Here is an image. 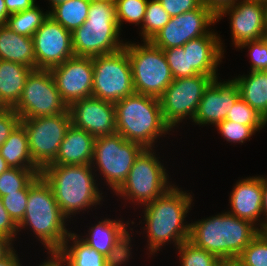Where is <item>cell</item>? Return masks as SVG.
<instances>
[{
    "label": "cell",
    "instance_id": "obj_1",
    "mask_svg": "<svg viewBox=\"0 0 267 266\" xmlns=\"http://www.w3.org/2000/svg\"><path fill=\"white\" fill-rule=\"evenodd\" d=\"M192 200L190 193L173 185L159 198L144 205V223L150 255L159 251L166 242L173 241L177 248L189 240L190 223L186 224L184 221Z\"/></svg>",
    "mask_w": 267,
    "mask_h": 266
},
{
    "label": "cell",
    "instance_id": "obj_2",
    "mask_svg": "<svg viewBox=\"0 0 267 266\" xmlns=\"http://www.w3.org/2000/svg\"><path fill=\"white\" fill-rule=\"evenodd\" d=\"M259 232L251 222L225 212L190 223L189 241L225 261L237 259Z\"/></svg>",
    "mask_w": 267,
    "mask_h": 266
},
{
    "label": "cell",
    "instance_id": "obj_3",
    "mask_svg": "<svg viewBox=\"0 0 267 266\" xmlns=\"http://www.w3.org/2000/svg\"><path fill=\"white\" fill-rule=\"evenodd\" d=\"M66 219L50 184L41 174L37 175L29 183L27 207L18 232L29 226L47 250L59 251L71 233L66 228Z\"/></svg>",
    "mask_w": 267,
    "mask_h": 266
},
{
    "label": "cell",
    "instance_id": "obj_4",
    "mask_svg": "<svg viewBox=\"0 0 267 266\" xmlns=\"http://www.w3.org/2000/svg\"><path fill=\"white\" fill-rule=\"evenodd\" d=\"M92 170L91 165H48L41 171L67 218L102 201L103 193L97 187Z\"/></svg>",
    "mask_w": 267,
    "mask_h": 266
},
{
    "label": "cell",
    "instance_id": "obj_5",
    "mask_svg": "<svg viewBox=\"0 0 267 266\" xmlns=\"http://www.w3.org/2000/svg\"><path fill=\"white\" fill-rule=\"evenodd\" d=\"M115 108L116 133L144 148L154 147L158 137L172 130L164 121L158 98L134 93L116 102Z\"/></svg>",
    "mask_w": 267,
    "mask_h": 266
},
{
    "label": "cell",
    "instance_id": "obj_6",
    "mask_svg": "<svg viewBox=\"0 0 267 266\" xmlns=\"http://www.w3.org/2000/svg\"><path fill=\"white\" fill-rule=\"evenodd\" d=\"M120 33L115 2H91L86 21L72 32L74 55L93 58L119 51L126 44Z\"/></svg>",
    "mask_w": 267,
    "mask_h": 266
},
{
    "label": "cell",
    "instance_id": "obj_7",
    "mask_svg": "<svg viewBox=\"0 0 267 266\" xmlns=\"http://www.w3.org/2000/svg\"><path fill=\"white\" fill-rule=\"evenodd\" d=\"M135 93L160 98L174 80L162 49L150 41L126 42Z\"/></svg>",
    "mask_w": 267,
    "mask_h": 266
},
{
    "label": "cell",
    "instance_id": "obj_8",
    "mask_svg": "<svg viewBox=\"0 0 267 266\" xmlns=\"http://www.w3.org/2000/svg\"><path fill=\"white\" fill-rule=\"evenodd\" d=\"M152 151V148H145L136 158L127 179L114 192L117 196L143 206L172 187L165 167Z\"/></svg>",
    "mask_w": 267,
    "mask_h": 266
},
{
    "label": "cell",
    "instance_id": "obj_9",
    "mask_svg": "<svg viewBox=\"0 0 267 266\" xmlns=\"http://www.w3.org/2000/svg\"><path fill=\"white\" fill-rule=\"evenodd\" d=\"M145 148L136 142L124 139L115 133L108 136L97 137L94 140L91 166L97 165L103 179L114 192L123 184L133 166L136 158Z\"/></svg>",
    "mask_w": 267,
    "mask_h": 266
},
{
    "label": "cell",
    "instance_id": "obj_10",
    "mask_svg": "<svg viewBox=\"0 0 267 266\" xmlns=\"http://www.w3.org/2000/svg\"><path fill=\"white\" fill-rule=\"evenodd\" d=\"M92 96L116 103L135 93L132 68L126 48L92 58Z\"/></svg>",
    "mask_w": 267,
    "mask_h": 266
},
{
    "label": "cell",
    "instance_id": "obj_11",
    "mask_svg": "<svg viewBox=\"0 0 267 266\" xmlns=\"http://www.w3.org/2000/svg\"><path fill=\"white\" fill-rule=\"evenodd\" d=\"M68 107L56 88L50 70L33 69L19 101L12 109L20 118H36L69 113Z\"/></svg>",
    "mask_w": 267,
    "mask_h": 266
},
{
    "label": "cell",
    "instance_id": "obj_12",
    "mask_svg": "<svg viewBox=\"0 0 267 266\" xmlns=\"http://www.w3.org/2000/svg\"><path fill=\"white\" fill-rule=\"evenodd\" d=\"M20 119L27 132L32 160L42 171L57 158L64 136L72 125L70 114Z\"/></svg>",
    "mask_w": 267,
    "mask_h": 266
},
{
    "label": "cell",
    "instance_id": "obj_13",
    "mask_svg": "<svg viewBox=\"0 0 267 266\" xmlns=\"http://www.w3.org/2000/svg\"><path fill=\"white\" fill-rule=\"evenodd\" d=\"M214 79L197 74L174 79L159 98L165 123L173 130L183 119L195 117L205 89Z\"/></svg>",
    "mask_w": 267,
    "mask_h": 266
},
{
    "label": "cell",
    "instance_id": "obj_14",
    "mask_svg": "<svg viewBox=\"0 0 267 266\" xmlns=\"http://www.w3.org/2000/svg\"><path fill=\"white\" fill-rule=\"evenodd\" d=\"M216 22L217 16L201 4L197 9L171 17L150 42L162 50L180 47L191 39L210 34V25Z\"/></svg>",
    "mask_w": 267,
    "mask_h": 266
},
{
    "label": "cell",
    "instance_id": "obj_15",
    "mask_svg": "<svg viewBox=\"0 0 267 266\" xmlns=\"http://www.w3.org/2000/svg\"><path fill=\"white\" fill-rule=\"evenodd\" d=\"M227 13L235 48L248 41L260 40L267 32V0H238L222 10L217 21Z\"/></svg>",
    "mask_w": 267,
    "mask_h": 266
},
{
    "label": "cell",
    "instance_id": "obj_16",
    "mask_svg": "<svg viewBox=\"0 0 267 266\" xmlns=\"http://www.w3.org/2000/svg\"><path fill=\"white\" fill-rule=\"evenodd\" d=\"M36 69H51L74 57L72 32L50 16L32 36Z\"/></svg>",
    "mask_w": 267,
    "mask_h": 266
},
{
    "label": "cell",
    "instance_id": "obj_17",
    "mask_svg": "<svg viewBox=\"0 0 267 266\" xmlns=\"http://www.w3.org/2000/svg\"><path fill=\"white\" fill-rule=\"evenodd\" d=\"M49 70L56 88L68 106L76 100L92 96L93 62L91 57L74 56Z\"/></svg>",
    "mask_w": 267,
    "mask_h": 266
},
{
    "label": "cell",
    "instance_id": "obj_18",
    "mask_svg": "<svg viewBox=\"0 0 267 266\" xmlns=\"http://www.w3.org/2000/svg\"><path fill=\"white\" fill-rule=\"evenodd\" d=\"M68 111L71 124L94 138L116 133V108L112 102L90 96L72 102Z\"/></svg>",
    "mask_w": 267,
    "mask_h": 266
},
{
    "label": "cell",
    "instance_id": "obj_19",
    "mask_svg": "<svg viewBox=\"0 0 267 266\" xmlns=\"http://www.w3.org/2000/svg\"><path fill=\"white\" fill-rule=\"evenodd\" d=\"M240 97L235 81L218 82L214 79L205 89L192 122L197 125H217L226 119L231 107Z\"/></svg>",
    "mask_w": 267,
    "mask_h": 266
},
{
    "label": "cell",
    "instance_id": "obj_20",
    "mask_svg": "<svg viewBox=\"0 0 267 266\" xmlns=\"http://www.w3.org/2000/svg\"><path fill=\"white\" fill-rule=\"evenodd\" d=\"M231 211L228 213L237 218L251 222L256 221L262 214L263 185L262 177H248L237 181L230 193Z\"/></svg>",
    "mask_w": 267,
    "mask_h": 266
},
{
    "label": "cell",
    "instance_id": "obj_21",
    "mask_svg": "<svg viewBox=\"0 0 267 266\" xmlns=\"http://www.w3.org/2000/svg\"><path fill=\"white\" fill-rule=\"evenodd\" d=\"M222 44L214 31L185 43L183 48H188L189 68L197 74L218 78L217 67L224 55Z\"/></svg>",
    "mask_w": 267,
    "mask_h": 266
},
{
    "label": "cell",
    "instance_id": "obj_22",
    "mask_svg": "<svg viewBox=\"0 0 267 266\" xmlns=\"http://www.w3.org/2000/svg\"><path fill=\"white\" fill-rule=\"evenodd\" d=\"M95 138L73 125L67 130L56 160L50 165H90Z\"/></svg>",
    "mask_w": 267,
    "mask_h": 266
},
{
    "label": "cell",
    "instance_id": "obj_23",
    "mask_svg": "<svg viewBox=\"0 0 267 266\" xmlns=\"http://www.w3.org/2000/svg\"><path fill=\"white\" fill-rule=\"evenodd\" d=\"M0 59L36 69L33 39L0 25Z\"/></svg>",
    "mask_w": 267,
    "mask_h": 266
},
{
    "label": "cell",
    "instance_id": "obj_24",
    "mask_svg": "<svg viewBox=\"0 0 267 266\" xmlns=\"http://www.w3.org/2000/svg\"><path fill=\"white\" fill-rule=\"evenodd\" d=\"M32 70L23 64L0 59V97L9 108L19 101Z\"/></svg>",
    "mask_w": 267,
    "mask_h": 266
},
{
    "label": "cell",
    "instance_id": "obj_25",
    "mask_svg": "<svg viewBox=\"0 0 267 266\" xmlns=\"http://www.w3.org/2000/svg\"><path fill=\"white\" fill-rule=\"evenodd\" d=\"M0 155L10 168L39 169L32 160L27 132L21 123L0 147Z\"/></svg>",
    "mask_w": 267,
    "mask_h": 266
},
{
    "label": "cell",
    "instance_id": "obj_26",
    "mask_svg": "<svg viewBox=\"0 0 267 266\" xmlns=\"http://www.w3.org/2000/svg\"><path fill=\"white\" fill-rule=\"evenodd\" d=\"M233 80L240 97L267 120V71H251Z\"/></svg>",
    "mask_w": 267,
    "mask_h": 266
},
{
    "label": "cell",
    "instance_id": "obj_27",
    "mask_svg": "<svg viewBox=\"0 0 267 266\" xmlns=\"http://www.w3.org/2000/svg\"><path fill=\"white\" fill-rule=\"evenodd\" d=\"M128 225V221L127 224H124L122 220L117 221L106 218L92 226L91 229L89 228V235L83 237L84 239L82 238V240L106 256Z\"/></svg>",
    "mask_w": 267,
    "mask_h": 266
},
{
    "label": "cell",
    "instance_id": "obj_28",
    "mask_svg": "<svg viewBox=\"0 0 267 266\" xmlns=\"http://www.w3.org/2000/svg\"><path fill=\"white\" fill-rule=\"evenodd\" d=\"M70 240L73 241L71 246L68 245ZM59 252L66 258L69 266H106L105 256L72 232L67 236Z\"/></svg>",
    "mask_w": 267,
    "mask_h": 266
},
{
    "label": "cell",
    "instance_id": "obj_29",
    "mask_svg": "<svg viewBox=\"0 0 267 266\" xmlns=\"http://www.w3.org/2000/svg\"><path fill=\"white\" fill-rule=\"evenodd\" d=\"M90 0H71L54 6L49 16L70 32L84 24L88 17Z\"/></svg>",
    "mask_w": 267,
    "mask_h": 266
},
{
    "label": "cell",
    "instance_id": "obj_30",
    "mask_svg": "<svg viewBox=\"0 0 267 266\" xmlns=\"http://www.w3.org/2000/svg\"><path fill=\"white\" fill-rule=\"evenodd\" d=\"M48 16L49 12L43 13L42 9L35 5L31 9L10 14L6 26L17 34L32 38Z\"/></svg>",
    "mask_w": 267,
    "mask_h": 266
},
{
    "label": "cell",
    "instance_id": "obj_31",
    "mask_svg": "<svg viewBox=\"0 0 267 266\" xmlns=\"http://www.w3.org/2000/svg\"><path fill=\"white\" fill-rule=\"evenodd\" d=\"M170 19L171 16L163 9L158 0H148L145 17L141 23L143 42L151 41Z\"/></svg>",
    "mask_w": 267,
    "mask_h": 266
},
{
    "label": "cell",
    "instance_id": "obj_32",
    "mask_svg": "<svg viewBox=\"0 0 267 266\" xmlns=\"http://www.w3.org/2000/svg\"><path fill=\"white\" fill-rule=\"evenodd\" d=\"M39 174L40 169L8 168L0 175V197L19 192Z\"/></svg>",
    "mask_w": 267,
    "mask_h": 266
},
{
    "label": "cell",
    "instance_id": "obj_33",
    "mask_svg": "<svg viewBox=\"0 0 267 266\" xmlns=\"http://www.w3.org/2000/svg\"><path fill=\"white\" fill-rule=\"evenodd\" d=\"M181 266H221L222 261L212 253L199 248L189 240L177 248Z\"/></svg>",
    "mask_w": 267,
    "mask_h": 266
},
{
    "label": "cell",
    "instance_id": "obj_34",
    "mask_svg": "<svg viewBox=\"0 0 267 266\" xmlns=\"http://www.w3.org/2000/svg\"><path fill=\"white\" fill-rule=\"evenodd\" d=\"M226 119L243 125H249L255 132L267 124V120L241 97L231 107Z\"/></svg>",
    "mask_w": 267,
    "mask_h": 266
},
{
    "label": "cell",
    "instance_id": "obj_35",
    "mask_svg": "<svg viewBox=\"0 0 267 266\" xmlns=\"http://www.w3.org/2000/svg\"><path fill=\"white\" fill-rule=\"evenodd\" d=\"M237 260L245 266H267V231H260Z\"/></svg>",
    "mask_w": 267,
    "mask_h": 266
},
{
    "label": "cell",
    "instance_id": "obj_36",
    "mask_svg": "<svg viewBox=\"0 0 267 266\" xmlns=\"http://www.w3.org/2000/svg\"><path fill=\"white\" fill-rule=\"evenodd\" d=\"M148 0H115L116 20L121 30L122 22L143 23Z\"/></svg>",
    "mask_w": 267,
    "mask_h": 266
},
{
    "label": "cell",
    "instance_id": "obj_37",
    "mask_svg": "<svg viewBox=\"0 0 267 266\" xmlns=\"http://www.w3.org/2000/svg\"><path fill=\"white\" fill-rule=\"evenodd\" d=\"M163 52L174 79L197 75L192 68H189L188 48L180 46L165 49Z\"/></svg>",
    "mask_w": 267,
    "mask_h": 266
},
{
    "label": "cell",
    "instance_id": "obj_38",
    "mask_svg": "<svg viewBox=\"0 0 267 266\" xmlns=\"http://www.w3.org/2000/svg\"><path fill=\"white\" fill-rule=\"evenodd\" d=\"M29 194V184L19 192L1 197L2 203L13 221L18 225L24 218Z\"/></svg>",
    "mask_w": 267,
    "mask_h": 266
},
{
    "label": "cell",
    "instance_id": "obj_39",
    "mask_svg": "<svg viewBox=\"0 0 267 266\" xmlns=\"http://www.w3.org/2000/svg\"><path fill=\"white\" fill-rule=\"evenodd\" d=\"M216 128L219 134L221 133L222 137L231 143H243L247 139L250 140V137L256 133L249 125H243L227 119L219 122Z\"/></svg>",
    "mask_w": 267,
    "mask_h": 266
},
{
    "label": "cell",
    "instance_id": "obj_40",
    "mask_svg": "<svg viewBox=\"0 0 267 266\" xmlns=\"http://www.w3.org/2000/svg\"><path fill=\"white\" fill-rule=\"evenodd\" d=\"M131 235L127 231V229L120 235L117 239L113 248L108 252L105 256L106 266H121L124 265L130 259L131 255Z\"/></svg>",
    "mask_w": 267,
    "mask_h": 266
},
{
    "label": "cell",
    "instance_id": "obj_41",
    "mask_svg": "<svg viewBox=\"0 0 267 266\" xmlns=\"http://www.w3.org/2000/svg\"><path fill=\"white\" fill-rule=\"evenodd\" d=\"M251 56L250 71H267V43L260 40L248 41L241 44L237 49L247 48Z\"/></svg>",
    "mask_w": 267,
    "mask_h": 266
},
{
    "label": "cell",
    "instance_id": "obj_42",
    "mask_svg": "<svg viewBox=\"0 0 267 266\" xmlns=\"http://www.w3.org/2000/svg\"><path fill=\"white\" fill-rule=\"evenodd\" d=\"M163 9L171 16H177L188 11L197 9L201 0H158Z\"/></svg>",
    "mask_w": 267,
    "mask_h": 266
},
{
    "label": "cell",
    "instance_id": "obj_43",
    "mask_svg": "<svg viewBox=\"0 0 267 266\" xmlns=\"http://www.w3.org/2000/svg\"><path fill=\"white\" fill-rule=\"evenodd\" d=\"M20 116L12 108L0 111V147L20 123Z\"/></svg>",
    "mask_w": 267,
    "mask_h": 266
},
{
    "label": "cell",
    "instance_id": "obj_44",
    "mask_svg": "<svg viewBox=\"0 0 267 266\" xmlns=\"http://www.w3.org/2000/svg\"><path fill=\"white\" fill-rule=\"evenodd\" d=\"M18 233V225L10 217L0 197V234L9 237L14 241Z\"/></svg>",
    "mask_w": 267,
    "mask_h": 266
},
{
    "label": "cell",
    "instance_id": "obj_45",
    "mask_svg": "<svg viewBox=\"0 0 267 266\" xmlns=\"http://www.w3.org/2000/svg\"><path fill=\"white\" fill-rule=\"evenodd\" d=\"M9 14L22 12L34 7L36 0H4Z\"/></svg>",
    "mask_w": 267,
    "mask_h": 266
},
{
    "label": "cell",
    "instance_id": "obj_46",
    "mask_svg": "<svg viewBox=\"0 0 267 266\" xmlns=\"http://www.w3.org/2000/svg\"><path fill=\"white\" fill-rule=\"evenodd\" d=\"M237 1L238 0H201V3L217 16L222 10L228 8Z\"/></svg>",
    "mask_w": 267,
    "mask_h": 266
},
{
    "label": "cell",
    "instance_id": "obj_47",
    "mask_svg": "<svg viewBox=\"0 0 267 266\" xmlns=\"http://www.w3.org/2000/svg\"><path fill=\"white\" fill-rule=\"evenodd\" d=\"M50 259L42 262L39 266H69L66 258L59 251H49Z\"/></svg>",
    "mask_w": 267,
    "mask_h": 266
},
{
    "label": "cell",
    "instance_id": "obj_48",
    "mask_svg": "<svg viewBox=\"0 0 267 266\" xmlns=\"http://www.w3.org/2000/svg\"><path fill=\"white\" fill-rule=\"evenodd\" d=\"M263 185V201H262V215L266 216L265 221L258 223L260 231H267V178L262 176Z\"/></svg>",
    "mask_w": 267,
    "mask_h": 266
},
{
    "label": "cell",
    "instance_id": "obj_49",
    "mask_svg": "<svg viewBox=\"0 0 267 266\" xmlns=\"http://www.w3.org/2000/svg\"><path fill=\"white\" fill-rule=\"evenodd\" d=\"M13 240L0 234V260L8 256L13 250Z\"/></svg>",
    "mask_w": 267,
    "mask_h": 266
},
{
    "label": "cell",
    "instance_id": "obj_50",
    "mask_svg": "<svg viewBox=\"0 0 267 266\" xmlns=\"http://www.w3.org/2000/svg\"><path fill=\"white\" fill-rule=\"evenodd\" d=\"M15 252L14 249L8 256L0 260V266H21L18 254Z\"/></svg>",
    "mask_w": 267,
    "mask_h": 266
},
{
    "label": "cell",
    "instance_id": "obj_51",
    "mask_svg": "<svg viewBox=\"0 0 267 266\" xmlns=\"http://www.w3.org/2000/svg\"><path fill=\"white\" fill-rule=\"evenodd\" d=\"M10 14L7 11L4 0H0V25H6L7 19Z\"/></svg>",
    "mask_w": 267,
    "mask_h": 266
},
{
    "label": "cell",
    "instance_id": "obj_52",
    "mask_svg": "<svg viewBox=\"0 0 267 266\" xmlns=\"http://www.w3.org/2000/svg\"><path fill=\"white\" fill-rule=\"evenodd\" d=\"M221 266H245L237 259H230L222 261Z\"/></svg>",
    "mask_w": 267,
    "mask_h": 266
},
{
    "label": "cell",
    "instance_id": "obj_53",
    "mask_svg": "<svg viewBox=\"0 0 267 266\" xmlns=\"http://www.w3.org/2000/svg\"><path fill=\"white\" fill-rule=\"evenodd\" d=\"M8 168H10L6 161L3 159V157L0 155V175L6 171Z\"/></svg>",
    "mask_w": 267,
    "mask_h": 266
},
{
    "label": "cell",
    "instance_id": "obj_54",
    "mask_svg": "<svg viewBox=\"0 0 267 266\" xmlns=\"http://www.w3.org/2000/svg\"><path fill=\"white\" fill-rule=\"evenodd\" d=\"M50 1V7H54L56 6L57 4H61V3H64V2H68V1H71V0H49Z\"/></svg>",
    "mask_w": 267,
    "mask_h": 266
},
{
    "label": "cell",
    "instance_id": "obj_55",
    "mask_svg": "<svg viewBox=\"0 0 267 266\" xmlns=\"http://www.w3.org/2000/svg\"><path fill=\"white\" fill-rule=\"evenodd\" d=\"M7 108L9 107L1 100V97H0V111H3Z\"/></svg>",
    "mask_w": 267,
    "mask_h": 266
},
{
    "label": "cell",
    "instance_id": "obj_56",
    "mask_svg": "<svg viewBox=\"0 0 267 266\" xmlns=\"http://www.w3.org/2000/svg\"><path fill=\"white\" fill-rule=\"evenodd\" d=\"M91 2H115V0H90Z\"/></svg>",
    "mask_w": 267,
    "mask_h": 266
},
{
    "label": "cell",
    "instance_id": "obj_57",
    "mask_svg": "<svg viewBox=\"0 0 267 266\" xmlns=\"http://www.w3.org/2000/svg\"><path fill=\"white\" fill-rule=\"evenodd\" d=\"M263 39L265 40V42L267 43V33H265Z\"/></svg>",
    "mask_w": 267,
    "mask_h": 266
}]
</instances>
